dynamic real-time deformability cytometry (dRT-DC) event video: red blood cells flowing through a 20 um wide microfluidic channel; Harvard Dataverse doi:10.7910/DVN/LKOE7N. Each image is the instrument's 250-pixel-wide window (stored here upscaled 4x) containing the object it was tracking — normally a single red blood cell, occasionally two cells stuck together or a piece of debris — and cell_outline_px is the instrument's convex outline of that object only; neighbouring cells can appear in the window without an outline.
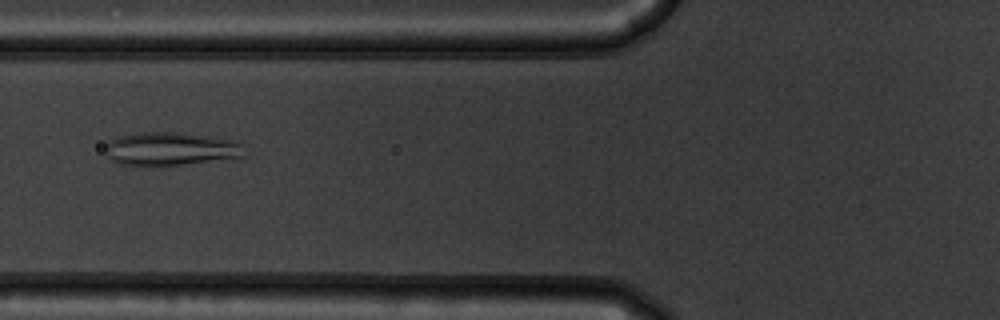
{"species": "common noctule bat (a hibernating species)", "species_latin": "Nyctalus noctula", "temperature_condition": "warm", "stored_images_in_passage": 46, "camera_frame_rate_fps": 3000, "um_per_image_px": 0.085, "animal": {"sex": "male", "body_mass_g": 19.5, "forearm_length_mm": 54.6}, "frame": {"image": 1, "passage_image": 13, "time_ms": 4.0, "image_size_px": [1000, 320], "cell_outline_px": [[248, 156], [244, 160], [160, 168], [144, 168], [120, 164], [104, 156], [108, 140], [120, 136], [144, 132], [172, 132], [208, 136], [232, 140], [244, 144]], "centroid_in_image_um": [14.65, 12.75], "position_along_channel_um": 111.2, "area_um2": 29.19}}
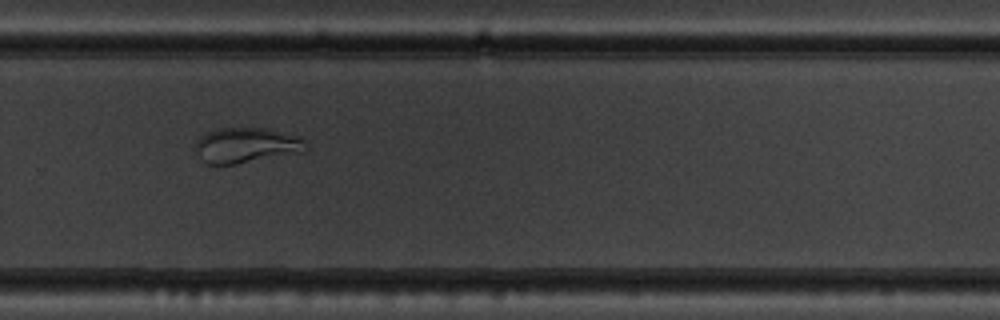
{"frame": {"image": 2, "passage_image": 29, "time_ms": 9.333, "image_size_px": [1000, 320], "cell_outline_px": [[308, 148], [304, 152], [236, 164], [204, 164], [200, 160], [196, 148], [196, 140], [200, 136], [216, 128], [268, 128], [304, 140]], "centroid_in_image_um": [20.89, 12.36], "position_along_channel_um": 308.9, "area_um2": 22.66}}
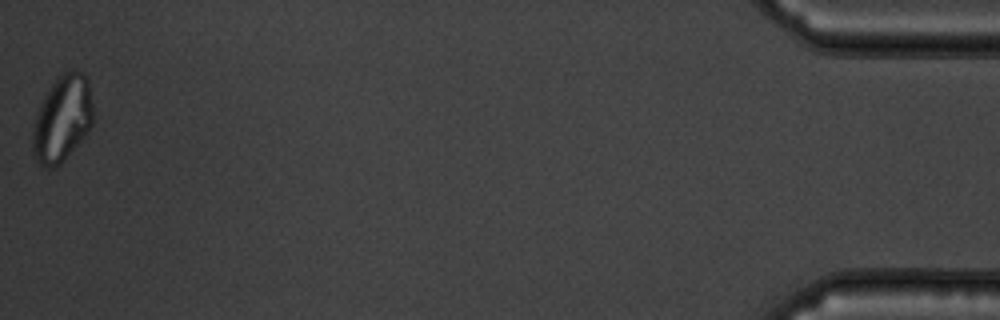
{"frame": {"image": 3, "passage_image": 46, "time_ms": 15.0, "image_size_px": [1000, 320], "cell_outline_px": [[92, 124], [88, 132], [60, 164], [56, 168], [44, 168], [36, 160], [32, 152], [32, 132], [36, 116], [40, 104], [48, 88], [64, 72], [72, 68], [84, 72], [88, 76], [92, 104]], "centroid_in_image_um": [5.29, 10.08], "position_along_channel_um": 429.9, "area_um2": 30.58}}